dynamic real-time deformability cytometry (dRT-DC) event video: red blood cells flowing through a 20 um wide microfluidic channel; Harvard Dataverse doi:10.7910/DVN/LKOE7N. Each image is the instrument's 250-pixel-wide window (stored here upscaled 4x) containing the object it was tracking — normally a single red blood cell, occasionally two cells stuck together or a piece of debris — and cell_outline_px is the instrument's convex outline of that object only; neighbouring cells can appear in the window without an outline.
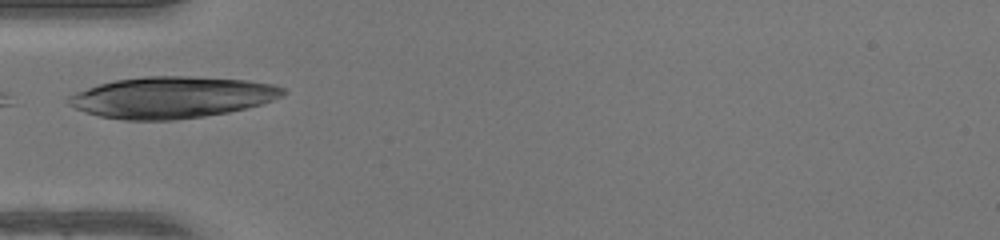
{"species": "human", "species_latin": "Homo sapiens", "temperature_condition": "warm", "stored_images_in_passage": 21, "camera_frame_rate_fps": 3000, "um_per_image_px": 0.085, "donor": {"sex": "female"}, "frame": {"image": 1, "passage_image": 1, "time_ms": 0.0, "image_size_px": [1000, 240], "cell_outline_px": [[288, 92], [272, 100], [248, 108], [228, 112], [204, 116], [176, 120], [124, 120], [100, 116], [84, 112], [68, 104], [68, 96], [76, 92], [100, 84], [116, 80], [144, 76], [188, 76], [248, 80], [272, 84], [284, 88]], "centroid_in_image_um": [14.62, 8.27], "position_along_channel_um": 70.4, "area_um2": 51.67}}